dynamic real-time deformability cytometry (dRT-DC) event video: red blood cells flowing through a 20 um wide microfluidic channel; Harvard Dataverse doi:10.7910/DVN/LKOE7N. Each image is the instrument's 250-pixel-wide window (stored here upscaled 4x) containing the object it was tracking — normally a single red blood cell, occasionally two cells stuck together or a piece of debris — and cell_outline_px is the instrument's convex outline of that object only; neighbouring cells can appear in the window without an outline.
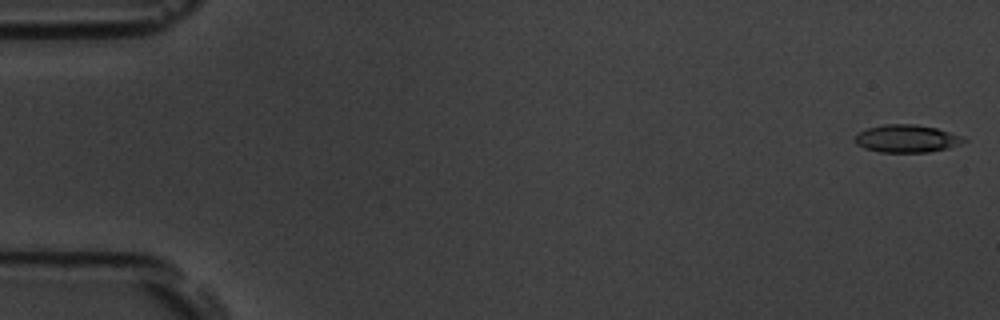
{"species": "common noctule bat (a hibernating species)", "species_latin": "Nyctalus noctula", "temperature_condition": "room temperature", "stored_images_in_passage": 15, "camera_frame_rate_fps": 3000, "um_per_image_px": 0.085, "animal": {"sex": "male", "body_mass_g": 19.5, "forearm_length_mm": 54.6}, "frame": {"image": 1, "passage_image": 1, "time_ms": 0.0, "image_size_px": [1000, 320], "cell_outline_px": [[968, 140], [960, 144], [948, 148], [928, 152], [880, 152], [864, 148], [856, 144], [856, 136], [860, 132], [868, 128], [884, 124], [916, 124], [936, 128], [960, 136]], "centroid_in_image_um": [77.07, 11.78], "position_along_channel_um": 7.9, "area_um2": 17.34}}
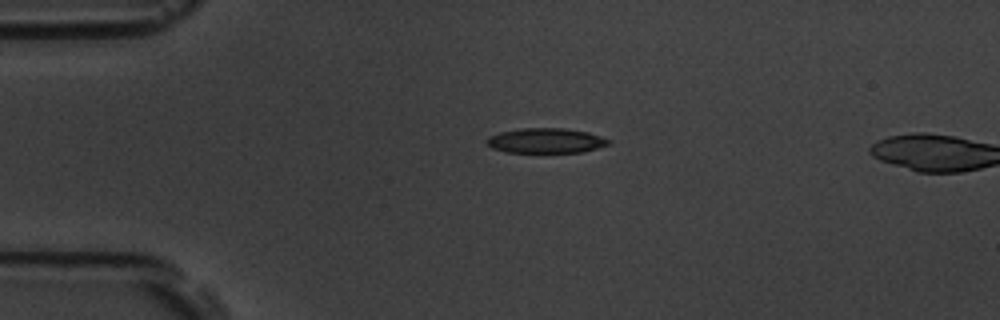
{"frame": {"image": 2, "passage_image": 13, "time_ms": 4.0, "image_size_px": [1000, 320], "cell_outline_px": [[612, 144], [584, 152], [508, 152], [492, 148], [484, 140], [488, 136], [500, 132], [520, 128], [564, 128], [588, 132], [612, 140]], "centroid_in_image_um": [46.43, 11.95], "position_along_channel_um": 38.6, "area_um2": 17.86}}